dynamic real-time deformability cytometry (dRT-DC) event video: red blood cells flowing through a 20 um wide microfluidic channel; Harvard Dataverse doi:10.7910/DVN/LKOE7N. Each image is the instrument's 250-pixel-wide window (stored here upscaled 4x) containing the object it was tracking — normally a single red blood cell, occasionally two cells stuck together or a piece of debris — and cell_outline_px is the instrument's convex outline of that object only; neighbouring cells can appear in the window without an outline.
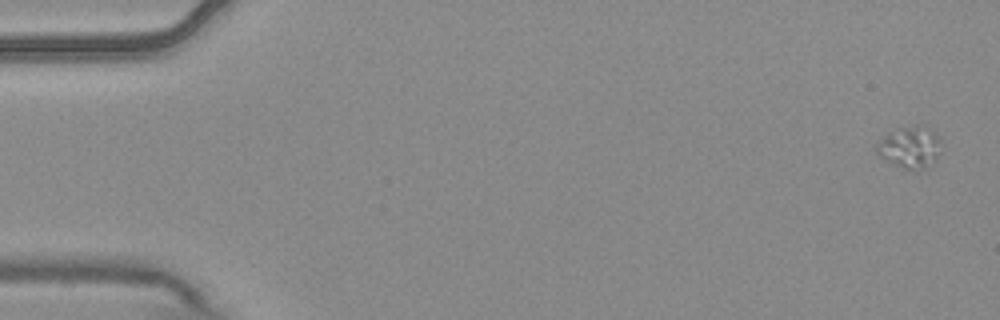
{"species": "common noctule bat (a hibernating species)", "species_latin": "Nyctalus noctula", "temperature_condition": "warm", "stored_images_in_passage": 5, "camera_frame_rate_fps": 3000, "um_per_image_px": 0.085, "animal": {"sex": "male", "body_mass_g": 20.4}, "frame": {"image": 1, "passage_image": 1, "time_ms": 0.0, "image_size_px": [1000, 320], "cell_outline_px": [[940, 152], [924, 168], [916, 172], [904, 168], [880, 156], [872, 148], [888, 132], [900, 128], [916, 124], [924, 124], [940, 140]], "centroid_in_image_um": [77.3, 12.49], "position_along_channel_um": 7.7, "area_um2": 15.49}}